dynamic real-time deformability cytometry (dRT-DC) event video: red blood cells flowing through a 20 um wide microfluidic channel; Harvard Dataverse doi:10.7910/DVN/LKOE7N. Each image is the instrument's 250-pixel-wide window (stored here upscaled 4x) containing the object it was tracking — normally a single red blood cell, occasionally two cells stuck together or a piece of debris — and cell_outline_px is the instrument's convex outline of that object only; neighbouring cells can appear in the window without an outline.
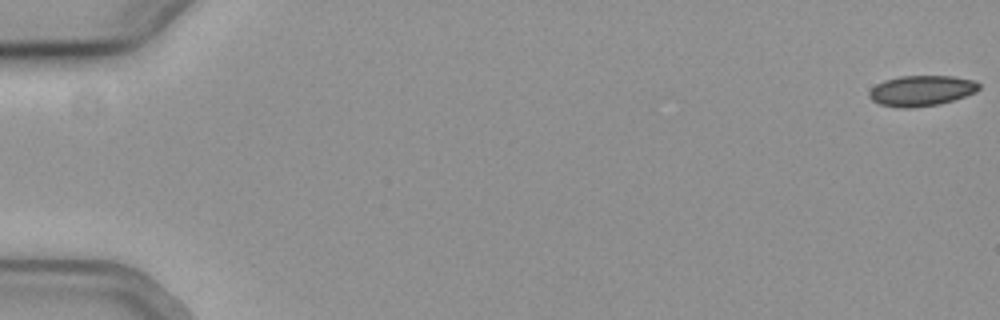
{"species": "common noctule bat (a hibernating species)", "species_latin": "Nyctalus noctula", "temperature_condition": "cold", "stored_images_in_passage": 36, "camera_frame_rate_fps": 3000, "um_per_image_px": 0.085, "animal": {"sex": "female", "body_mass_g": 19.3, "forearm_length_mm": 54.1}, "frame": {"image": 1, "passage_image": 1, "time_ms": 0.0, "image_size_px": [1000, 320], "cell_outline_px": [[980, 88], [976, 92], [952, 100], [936, 104], [904, 108], [880, 104], [872, 100], [868, 96], [868, 92], [876, 84], [884, 80], [900, 76], [952, 76], [976, 80], [980, 84]], "centroid_in_image_um": [78.32, 7.69], "position_along_channel_um": 6.7, "area_um2": 19.36}}
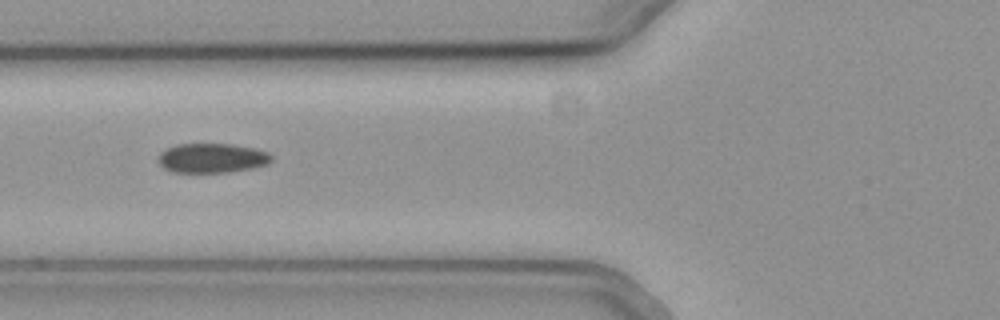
{"frame": {"image": 2, "passage_image": 10, "time_ms": 3.0, "image_size_px": [1000, 320], "cell_outline_px": [[272, 160], [268, 164], [252, 168], [228, 172], [172, 172], [164, 168], [156, 160], [156, 156], [164, 148], [176, 144], [232, 144], [256, 148], [268, 152], [272, 156]], "centroid_in_image_um": [17.98, 13.43], "position_along_channel_um": 107.8, "area_um2": 19.77}}
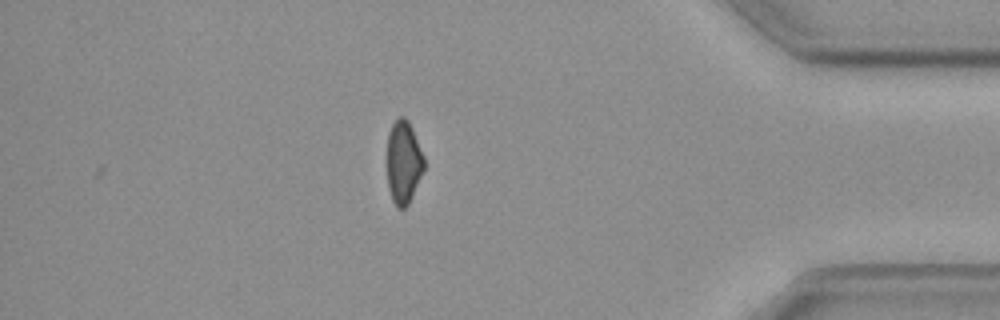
{"frame": {"image": 3, "passage_image": 36, "time_ms": 11.667, "image_size_px": [1000, 320], "cell_outline_px": [[424, 168], [412, 196], [408, 204], [404, 208], [396, 208], [392, 200], [388, 188], [384, 160], [388, 132], [392, 124], [400, 116], [404, 116], [408, 120], [412, 128], [424, 156]], "centroid_in_image_um": [34.23, 13.78], "position_along_channel_um": 401.0, "area_um2": 18.55}, "authors_computed_cell_mechanics": {"area_um2": 19.9988, "velocity_mm_per_s": 3.8023, "shape_relaxation_time_tau1_ms": 4.1926, "shape_relaxation_time_tau2_ms": 7.9437, "deformation_change_tau1": 0.0754, "deformation_change_tau2": 0.1298}}